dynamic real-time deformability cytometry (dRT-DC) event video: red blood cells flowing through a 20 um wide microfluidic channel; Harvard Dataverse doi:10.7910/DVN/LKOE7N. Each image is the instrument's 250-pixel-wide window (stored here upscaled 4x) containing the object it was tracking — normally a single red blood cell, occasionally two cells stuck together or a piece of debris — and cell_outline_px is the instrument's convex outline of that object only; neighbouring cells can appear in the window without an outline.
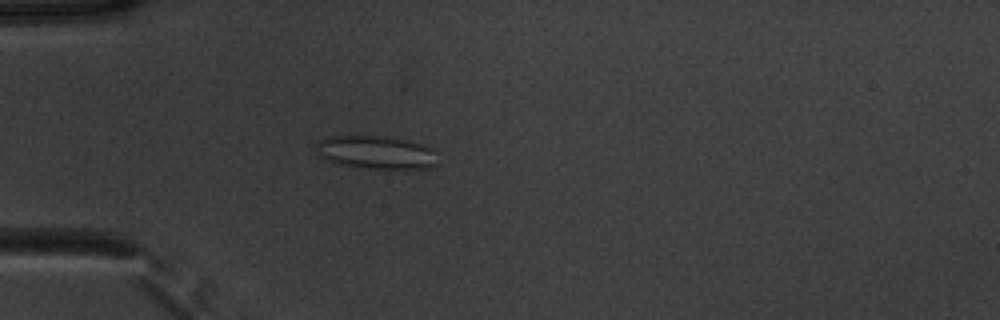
{"species": "common noctule bat (a hibernating species)", "species_latin": "Nyctalus noctula", "temperature_condition": "warm", "stored_images_in_passage": 41, "camera_frame_rate_fps": 3000, "um_per_image_px": 0.085, "animal": {"sex": "male", "body_mass_g": 20.1, "forearm_length_mm": 53.5}, "frame": {"image": 1, "passage_image": 5, "time_ms": 1.333, "image_size_px": [1000, 320], "cell_outline_px": [[436, 164], [428, 168], [404, 172], [368, 168], [336, 164], [320, 156], [316, 148], [316, 144], [320, 140], [332, 136], [376, 136], [408, 140], [424, 144], [432, 148], [436, 152]], "centroid_in_image_um": [32.06, 13.0], "position_along_channel_um": 52.9, "area_um2": 24.16}}
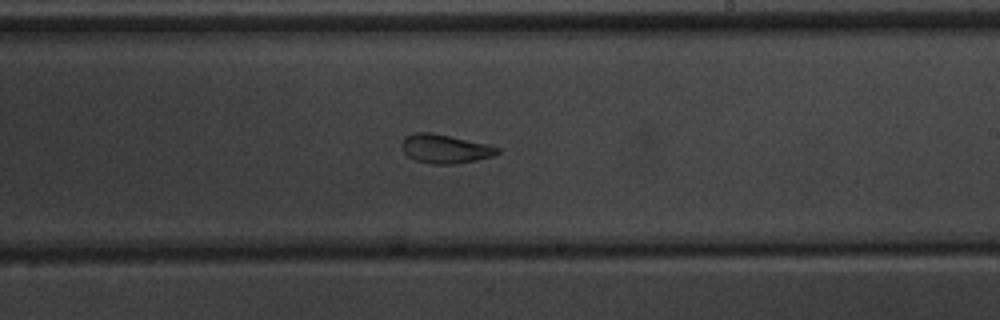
{"frame": {"image": 2, "passage_image": 21, "time_ms": 6.667, "image_size_px": [1000, 320], "cell_outline_px": [[500, 152], [492, 156], [476, 160], [452, 164], [432, 164], [416, 160], [408, 156], [404, 152], [400, 144], [404, 136], [416, 132], [432, 132], [488, 144], [500, 148]], "centroid_in_image_um": [37.8, 12.63], "position_along_channel_um": 251.2, "area_um2": 16.13}}
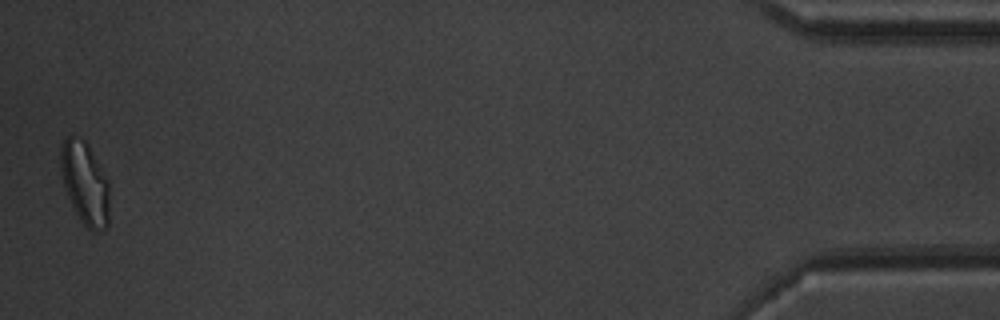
{"frame": {"image": 3, "passage_image": 41, "time_ms": 13.333, "image_size_px": [1000, 320], "cell_outline_px": [[108, 228], [96, 232], [92, 232], [80, 220], [64, 188], [60, 168], [60, 144], [68, 136], [72, 136], [84, 140], [88, 144], [108, 180]], "centroid_in_image_um": [7.21, 15.57], "position_along_channel_um": 428.0, "area_um2": 23.47}, "authors_computed_cell_mechanics": {"area_um2": 17.2244, "velocity_mm_per_s": 3.9216, "shape_relaxation_time_tau1_ms": null, "shape_relaxation_time_tau2_ms": 2.0077, "deformation_change_tau1": null, "deformation_change_tau2": 0.0903}}